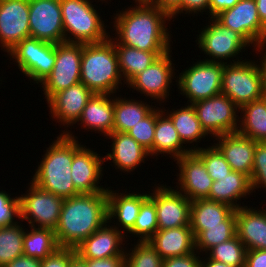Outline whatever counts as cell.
I'll return each instance as SVG.
<instances>
[{
    "instance_id": "cell-1",
    "label": "cell",
    "mask_w": 266,
    "mask_h": 267,
    "mask_svg": "<svg viewBox=\"0 0 266 267\" xmlns=\"http://www.w3.org/2000/svg\"><path fill=\"white\" fill-rule=\"evenodd\" d=\"M118 12L113 21L117 35L111 38L114 44L142 51H171L166 21L172 18L167 12L147 3H136L132 8Z\"/></svg>"
},
{
    "instance_id": "cell-2",
    "label": "cell",
    "mask_w": 266,
    "mask_h": 267,
    "mask_svg": "<svg viewBox=\"0 0 266 267\" xmlns=\"http://www.w3.org/2000/svg\"><path fill=\"white\" fill-rule=\"evenodd\" d=\"M107 218V191L64 198L55 236L60 248L75 249L101 228Z\"/></svg>"
},
{
    "instance_id": "cell-3",
    "label": "cell",
    "mask_w": 266,
    "mask_h": 267,
    "mask_svg": "<svg viewBox=\"0 0 266 267\" xmlns=\"http://www.w3.org/2000/svg\"><path fill=\"white\" fill-rule=\"evenodd\" d=\"M73 156L74 138L60 134L42 156L31 182L63 198L80 194L71 179Z\"/></svg>"
},
{
    "instance_id": "cell-4",
    "label": "cell",
    "mask_w": 266,
    "mask_h": 267,
    "mask_svg": "<svg viewBox=\"0 0 266 267\" xmlns=\"http://www.w3.org/2000/svg\"><path fill=\"white\" fill-rule=\"evenodd\" d=\"M82 44L80 82L96 94H116L122 84L114 42Z\"/></svg>"
},
{
    "instance_id": "cell-5",
    "label": "cell",
    "mask_w": 266,
    "mask_h": 267,
    "mask_svg": "<svg viewBox=\"0 0 266 267\" xmlns=\"http://www.w3.org/2000/svg\"><path fill=\"white\" fill-rule=\"evenodd\" d=\"M91 3L90 0H60L65 42L90 44L110 37Z\"/></svg>"
},
{
    "instance_id": "cell-6",
    "label": "cell",
    "mask_w": 266,
    "mask_h": 267,
    "mask_svg": "<svg viewBox=\"0 0 266 267\" xmlns=\"http://www.w3.org/2000/svg\"><path fill=\"white\" fill-rule=\"evenodd\" d=\"M224 63L221 93L228 96L239 108L264 97L262 74L258 60L239 58ZM242 60V61H241Z\"/></svg>"
},
{
    "instance_id": "cell-7",
    "label": "cell",
    "mask_w": 266,
    "mask_h": 267,
    "mask_svg": "<svg viewBox=\"0 0 266 267\" xmlns=\"http://www.w3.org/2000/svg\"><path fill=\"white\" fill-rule=\"evenodd\" d=\"M223 70L224 63L197 61L177 77L180 94L188 98L189 104L220 94Z\"/></svg>"
},
{
    "instance_id": "cell-8",
    "label": "cell",
    "mask_w": 266,
    "mask_h": 267,
    "mask_svg": "<svg viewBox=\"0 0 266 267\" xmlns=\"http://www.w3.org/2000/svg\"><path fill=\"white\" fill-rule=\"evenodd\" d=\"M8 55L15 59L18 69L26 77L39 84L53 70L56 44L29 37L20 41Z\"/></svg>"
},
{
    "instance_id": "cell-9",
    "label": "cell",
    "mask_w": 266,
    "mask_h": 267,
    "mask_svg": "<svg viewBox=\"0 0 266 267\" xmlns=\"http://www.w3.org/2000/svg\"><path fill=\"white\" fill-rule=\"evenodd\" d=\"M29 190L19 197V218L30 227L55 230L59 221L63 197L49 193L30 181Z\"/></svg>"
},
{
    "instance_id": "cell-10",
    "label": "cell",
    "mask_w": 266,
    "mask_h": 267,
    "mask_svg": "<svg viewBox=\"0 0 266 267\" xmlns=\"http://www.w3.org/2000/svg\"><path fill=\"white\" fill-rule=\"evenodd\" d=\"M196 115L207 134L218 137L235 133L239 128L240 108L225 94L194 102Z\"/></svg>"
},
{
    "instance_id": "cell-11",
    "label": "cell",
    "mask_w": 266,
    "mask_h": 267,
    "mask_svg": "<svg viewBox=\"0 0 266 267\" xmlns=\"http://www.w3.org/2000/svg\"><path fill=\"white\" fill-rule=\"evenodd\" d=\"M214 18L240 34L257 52L262 53L266 49V28L259 18L255 0H240Z\"/></svg>"
},
{
    "instance_id": "cell-12",
    "label": "cell",
    "mask_w": 266,
    "mask_h": 267,
    "mask_svg": "<svg viewBox=\"0 0 266 267\" xmlns=\"http://www.w3.org/2000/svg\"><path fill=\"white\" fill-rule=\"evenodd\" d=\"M201 30L196 40L198 48L210 58L204 61L226 63L224 60L234 57L237 59L239 53L247 49L245 47H251L240 34L224 27L214 17H210V24Z\"/></svg>"
},
{
    "instance_id": "cell-13",
    "label": "cell",
    "mask_w": 266,
    "mask_h": 267,
    "mask_svg": "<svg viewBox=\"0 0 266 267\" xmlns=\"http://www.w3.org/2000/svg\"><path fill=\"white\" fill-rule=\"evenodd\" d=\"M82 44H56V62L51 73L41 82L46 101L55 93L80 82Z\"/></svg>"
},
{
    "instance_id": "cell-14",
    "label": "cell",
    "mask_w": 266,
    "mask_h": 267,
    "mask_svg": "<svg viewBox=\"0 0 266 267\" xmlns=\"http://www.w3.org/2000/svg\"><path fill=\"white\" fill-rule=\"evenodd\" d=\"M70 138H74V156L71 165V179L75 189L81 193H96L107 191L106 186H99V180L102 179L105 162L103 156L86 146L81 145L69 131L63 133ZM106 188V189H105Z\"/></svg>"
},
{
    "instance_id": "cell-15",
    "label": "cell",
    "mask_w": 266,
    "mask_h": 267,
    "mask_svg": "<svg viewBox=\"0 0 266 267\" xmlns=\"http://www.w3.org/2000/svg\"><path fill=\"white\" fill-rule=\"evenodd\" d=\"M29 26L32 38L65 42L60 0H29Z\"/></svg>"
},
{
    "instance_id": "cell-16",
    "label": "cell",
    "mask_w": 266,
    "mask_h": 267,
    "mask_svg": "<svg viewBox=\"0 0 266 267\" xmlns=\"http://www.w3.org/2000/svg\"><path fill=\"white\" fill-rule=\"evenodd\" d=\"M149 197L155 202L158 229L190 226L191 201L177 189L155 185Z\"/></svg>"
},
{
    "instance_id": "cell-17",
    "label": "cell",
    "mask_w": 266,
    "mask_h": 267,
    "mask_svg": "<svg viewBox=\"0 0 266 267\" xmlns=\"http://www.w3.org/2000/svg\"><path fill=\"white\" fill-rule=\"evenodd\" d=\"M170 52L160 56L152 65L134 76L126 85L152 100L164 102L169 97L170 85L175 76V67ZM174 75V76H173Z\"/></svg>"
},
{
    "instance_id": "cell-18",
    "label": "cell",
    "mask_w": 266,
    "mask_h": 267,
    "mask_svg": "<svg viewBox=\"0 0 266 267\" xmlns=\"http://www.w3.org/2000/svg\"><path fill=\"white\" fill-rule=\"evenodd\" d=\"M29 37V0H0L1 49L8 53Z\"/></svg>"
},
{
    "instance_id": "cell-19",
    "label": "cell",
    "mask_w": 266,
    "mask_h": 267,
    "mask_svg": "<svg viewBox=\"0 0 266 267\" xmlns=\"http://www.w3.org/2000/svg\"><path fill=\"white\" fill-rule=\"evenodd\" d=\"M178 164V185L176 188L190 201L205 199L209 196L213 180L203 161L192 151L174 160ZM180 188V190H179Z\"/></svg>"
},
{
    "instance_id": "cell-20",
    "label": "cell",
    "mask_w": 266,
    "mask_h": 267,
    "mask_svg": "<svg viewBox=\"0 0 266 267\" xmlns=\"http://www.w3.org/2000/svg\"><path fill=\"white\" fill-rule=\"evenodd\" d=\"M93 94L81 82L55 93L47 101L51 117L58 119L57 122H61L60 125L72 127L78 122L85 105Z\"/></svg>"
},
{
    "instance_id": "cell-21",
    "label": "cell",
    "mask_w": 266,
    "mask_h": 267,
    "mask_svg": "<svg viewBox=\"0 0 266 267\" xmlns=\"http://www.w3.org/2000/svg\"><path fill=\"white\" fill-rule=\"evenodd\" d=\"M106 222L101 228L86 238L75 250L81 259H104L125 256L122 231ZM123 245V248L122 246Z\"/></svg>"
},
{
    "instance_id": "cell-22",
    "label": "cell",
    "mask_w": 266,
    "mask_h": 267,
    "mask_svg": "<svg viewBox=\"0 0 266 267\" xmlns=\"http://www.w3.org/2000/svg\"><path fill=\"white\" fill-rule=\"evenodd\" d=\"M215 147L221 152L231 169L249 178L252 175L256 142L238 132L215 137Z\"/></svg>"
},
{
    "instance_id": "cell-23",
    "label": "cell",
    "mask_w": 266,
    "mask_h": 267,
    "mask_svg": "<svg viewBox=\"0 0 266 267\" xmlns=\"http://www.w3.org/2000/svg\"><path fill=\"white\" fill-rule=\"evenodd\" d=\"M107 187V218L108 223H111V219L116 218L117 224L114 226L118 230L128 234L133 228L135 221L138 217L141 204L149 197L147 193L139 194L132 193H116L114 190H110ZM120 223V224H119ZM118 225V227H117ZM119 227L122 229H119ZM126 231V232H125Z\"/></svg>"
},
{
    "instance_id": "cell-24",
    "label": "cell",
    "mask_w": 266,
    "mask_h": 267,
    "mask_svg": "<svg viewBox=\"0 0 266 267\" xmlns=\"http://www.w3.org/2000/svg\"><path fill=\"white\" fill-rule=\"evenodd\" d=\"M236 235L249 250L266 249V208L242 206L236 210Z\"/></svg>"
},
{
    "instance_id": "cell-25",
    "label": "cell",
    "mask_w": 266,
    "mask_h": 267,
    "mask_svg": "<svg viewBox=\"0 0 266 267\" xmlns=\"http://www.w3.org/2000/svg\"><path fill=\"white\" fill-rule=\"evenodd\" d=\"M107 138H111L113 143L111 152L104 156V161L112 160L115 169L129 173L138 168L145 158L150 157L149 152L128 133L112 132Z\"/></svg>"
},
{
    "instance_id": "cell-26",
    "label": "cell",
    "mask_w": 266,
    "mask_h": 267,
    "mask_svg": "<svg viewBox=\"0 0 266 267\" xmlns=\"http://www.w3.org/2000/svg\"><path fill=\"white\" fill-rule=\"evenodd\" d=\"M148 242L163 259L185 256L195 251V238L190 226L158 230Z\"/></svg>"
},
{
    "instance_id": "cell-27",
    "label": "cell",
    "mask_w": 266,
    "mask_h": 267,
    "mask_svg": "<svg viewBox=\"0 0 266 267\" xmlns=\"http://www.w3.org/2000/svg\"><path fill=\"white\" fill-rule=\"evenodd\" d=\"M114 97L111 94H96L88 100L78 120L85 128L108 136L113 132ZM100 131V132H99Z\"/></svg>"
},
{
    "instance_id": "cell-28",
    "label": "cell",
    "mask_w": 266,
    "mask_h": 267,
    "mask_svg": "<svg viewBox=\"0 0 266 267\" xmlns=\"http://www.w3.org/2000/svg\"><path fill=\"white\" fill-rule=\"evenodd\" d=\"M252 192L250 178L241 172L231 171L228 175L213 181L208 200L227 204L237 210L241 203L237 201L247 198Z\"/></svg>"
},
{
    "instance_id": "cell-29",
    "label": "cell",
    "mask_w": 266,
    "mask_h": 267,
    "mask_svg": "<svg viewBox=\"0 0 266 267\" xmlns=\"http://www.w3.org/2000/svg\"><path fill=\"white\" fill-rule=\"evenodd\" d=\"M156 127L153 140V156L167 154L170 158L178 159L183 155L193 151L192 148H184L178 132L176 131L173 122L165 114L166 109L157 107ZM189 149V150H188Z\"/></svg>"
},
{
    "instance_id": "cell-30",
    "label": "cell",
    "mask_w": 266,
    "mask_h": 267,
    "mask_svg": "<svg viewBox=\"0 0 266 267\" xmlns=\"http://www.w3.org/2000/svg\"><path fill=\"white\" fill-rule=\"evenodd\" d=\"M231 206L208 200L191 201L190 227L195 237L204 227L223 226V221L234 211Z\"/></svg>"
},
{
    "instance_id": "cell-31",
    "label": "cell",
    "mask_w": 266,
    "mask_h": 267,
    "mask_svg": "<svg viewBox=\"0 0 266 267\" xmlns=\"http://www.w3.org/2000/svg\"><path fill=\"white\" fill-rule=\"evenodd\" d=\"M118 58V66L124 84L134 76L152 65L160 56L169 51H142L121 44H114ZM126 81V82H125Z\"/></svg>"
},
{
    "instance_id": "cell-32",
    "label": "cell",
    "mask_w": 266,
    "mask_h": 267,
    "mask_svg": "<svg viewBox=\"0 0 266 267\" xmlns=\"http://www.w3.org/2000/svg\"><path fill=\"white\" fill-rule=\"evenodd\" d=\"M240 111L237 132L255 142H266V97L245 104Z\"/></svg>"
},
{
    "instance_id": "cell-33",
    "label": "cell",
    "mask_w": 266,
    "mask_h": 267,
    "mask_svg": "<svg viewBox=\"0 0 266 267\" xmlns=\"http://www.w3.org/2000/svg\"><path fill=\"white\" fill-rule=\"evenodd\" d=\"M116 97V98H115ZM114 97L113 132L127 133L134 125L146 117L155 106L141 100Z\"/></svg>"
},
{
    "instance_id": "cell-34",
    "label": "cell",
    "mask_w": 266,
    "mask_h": 267,
    "mask_svg": "<svg viewBox=\"0 0 266 267\" xmlns=\"http://www.w3.org/2000/svg\"><path fill=\"white\" fill-rule=\"evenodd\" d=\"M187 104L188 106L185 104L184 107L175 111L172 109L173 111H167L165 114L173 122L181 141L184 144H192L193 142H199L205 136L207 137L208 134L202 128L193 105L189 104L188 101Z\"/></svg>"
},
{
    "instance_id": "cell-35",
    "label": "cell",
    "mask_w": 266,
    "mask_h": 267,
    "mask_svg": "<svg viewBox=\"0 0 266 267\" xmlns=\"http://www.w3.org/2000/svg\"><path fill=\"white\" fill-rule=\"evenodd\" d=\"M24 234L23 255L40 260L54 254L60 246L58 245L55 231L50 228L29 227Z\"/></svg>"
},
{
    "instance_id": "cell-36",
    "label": "cell",
    "mask_w": 266,
    "mask_h": 267,
    "mask_svg": "<svg viewBox=\"0 0 266 267\" xmlns=\"http://www.w3.org/2000/svg\"><path fill=\"white\" fill-rule=\"evenodd\" d=\"M236 235V210L224 221L223 226L204 227L195 238V250L208 253L211 248L228 241Z\"/></svg>"
},
{
    "instance_id": "cell-37",
    "label": "cell",
    "mask_w": 266,
    "mask_h": 267,
    "mask_svg": "<svg viewBox=\"0 0 266 267\" xmlns=\"http://www.w3.org/2000/svg\"><path fill=\"white\" fill-rule=\"evenodd\" d=\"M18 223L0 226V267L23 255L25 230Z\"/></svg>"
},
{
    "instance_id": "cell-38",
    "label": "cell",
    "mask_w": 266,
    "mask_h": 267,
    "mask_svg": "<svg viewBox=\"0 0 266 267\" xmlns=\"http://www.w3.org/2000/svg\"><path fill=\"white\" fill-rule=\"evenodd\" d=\"M208 257L212 260L231 265L245 267L247 248L237 235L228 241L222 242L209 250Z\"/></svg>"
},
{
    "instance_id": "cell-39",
    "label": "cell",
    "mask_w": 266,
    "mask_h": 267,
    "mask_svg": "<svg viewBox=\"0 0 266 267\" xmlns=\"http://www.w3.org/2000/svg\"><path fill=\"white\" fill-rule=\"evenodd\" d=\"M157 214L155 202L148 197L142 204L139 210L138 217L135 221L133 228L128 232L134 234L138 241H148L157 231Z\"/></svg>"
},
{
    "instance_id": "cell-40",
    "label": "cell",
    "mask_w": 266,
    "mask_h": 267,
    "mask_svg": "<svg viewBox=\"0 0 266 267\" xmlns=\"http://www.w3.org/2000/svg\"><path fill=\"white\" fill-rule=\"evenodd\" d=\"M195 147L192 146L193 152L203 161L213 181H218L220 177L228 175L232 171L224 156L214 145L208 148Z\"/></svg>"
},
{
    "instance_id": "cell-41",
    "label": "cell",
    "mask_w": 266,
    "mask_h": 267,
    "mask_svg": "<svg viewBox=\"0 0 266 267\" xmlns=\"http://www.w3.org/2000/svg\"><path fill=\"white\" fill-rule=\"evenodd\" d=\"M132 248V252L125 251V267H163L164 259L148 241H137Z\"/></svg>"
},
{
    "instance_id": "cell-42",
    "label": "cell",
    "mask_w": 266,
    "mask_h": 267,
    "mask_svg": "<svg viewBox=\"0 0 266 267\" xmlns=\"http://www.w3.org/2000/svg\"><path fill=\"white\" fill-rule=\"evenodd\" d=\"M157 108L132 127L127 133L153 156V140L156 127Z\"/></svg>"
},
{
    "instance_id": "cell-43",
    "label": "cell",
    "mask_w": 266,
    "mask_h": 267,
    "mask_svg": "<svg viewBox=\"0 0 266 267\" xmlns=\"http://www.w3.org/2000/svg\"><path fill=\"white\" fill-rule=\"evenodd\" d=\"M250 183L254 192L261 187L266 190V142H256Z\"/></svg>"
},
{
    "instance_id": "cell-44",
    "label": "cell",
    "mask_w": 266,
    "mask_h": 267,
    "mask_svg": "<svg viewBox=\"0 0 266 267\" xmlns=\"http://www.w3.org/2000/svg\"><path fill=\"white\" fill-rule=\"evenodd\" d=\"M10 196L5 190L0 191V226L14 224V219L19 218V197Z\"/></svg>"
},
{
    "instance_id": "cell-45",
    "label": "cell",
    "mask_w": 266,
    "mask_h": 267,
    "mask_svg": "<svg viewBox=\"0 0 266 267\" xmlns=\"http://www.w3.org/2000/svg\"><path fill=\"white\" fill-rule=\"evenodd\" d=\"M76 255L73 248H59L54 254L41 260L40 267H70L71 260Z\"/></svg>"
},
{
    "instance_id": "cell-46",
    "label": "cell",
    "mask_w": 266,
    "mask_h": 267,
    "mask_svg": "<svg viewBox=\"0 0 266 267\" xmlns=\"http://www.w3.org/2000/svg\"><path fill=\"white\" fill-rule=\"evenodd\" d=\"M195 250L185 256L170 257L163 260V267H200V256Z\"/></svg>"
},
{
    "instance_id": "cell-47",
    "label": "cell",
    "mask_w": 266,
    "mask_h": 267,
    "mask_svg": "<svg viewBox=\"0 0 266 267\" xmlns=\"http://www.w3.org/2000/svg\"><path fill=\"white\" fill-rule=\"evenodd\" d=\"M87 267H125L126 256H114L104 259H82Z\"/></svg>"
},
{
    "instance_id": "cell-48",
    "label": "cell",
    "mask_w": 266,
    "mask_h": 267,
    "mask_svg": "<svg viewBox=\"0 0 266 267\" xmlns=\"http://www.w3.org/2000/svg\"><path fill=\"white\" fill-rule=\"evenodd\" d=\"M182 1L183 0H154L151 4L167 12L171 18H174L178 14L182 13Z\"/></svg>"
},
{
    "instance_id": "cell-49",
    "label": "cell",
    "mask_w": 266,
    "mask_h": 267,
    "mask_svg": "<svg viewBox=\"0 0 266 267\" xmlns=\"http://www.w3.org/2000/svg\"><path fill=\"white\" fill-rule=\"evenodd\" d=\"M209 0H183L182 1V13L185 12V14H199L202 13L203 11L207 13L209 12ZM184 11V12H183Z\"/></svg>"
},
{
    "instance_id": "cell-50",
    "label": "cell",
    "mask_w": 266,
    "mask_h": 267,
    "mask_svg": "<svg viewBox=\"0 0 266 267\" xmlns=\"http://www.w3.org/2000/svg\"><path fill=\"white\" fill-rule=\"evenodd\" d=\"M245 267H266V249L247 251Z\"/></svg>"
},
{
    "instance_id": "cell-51",
    "label": "cell",
    "mask_w": 266,
    "mask_h": 267,
    "mask_svg": "<svg viewBox=\"0 0 266 267\" xmlns=\"http://www.w3.org/2000/svg\"><path fill=\"white\" fill-rule=\"evenodd\" d=\"M240 0H209V17H215L221 11L234 7Z\"/></svg>"
},
{
    "instance_id": "cell-52",
    "label": "cell",
    "mask_w": 266,
    "mask_h": 267,
    "mask_svg": "<svg viewBox=\"0 0 266 267\" xmlns=\"http://www.w3.org/2000/svg\"><path fill=\"white\" fill-rule=\"evenodd\" d=\"M40 265V259L22 255L8 263L5 267H40Z\"/></svg>"
},
{
    "instance_id": "cell-53",
    "label": "cell",
    "mask_w": 266,
    "mask_h": 267,
    "mask_svg": "<svg viewBox=\"0 0 266 267\" xmlns=\"http://www.w3.org/2000/svg\"><path fill=\"white\" fill-rule=\"evenodd\" d=\"M259 18L266 28V0H255Z\"/></svg>"
},
{
    "instance_id": "cell-54",
    "label": "cell",
    "mask_w": 266,
    "mask_h": 267,
    "mask_svg": "<svg viewBox=\"0 0 266 267\" xmlns=\"http://www.w3.org/2000/svg\"><path fill=\"white\" fill-rule=\"evenodd\" d=\"M200 267H233V266L212 260L207 256L205 260L201 258Z\"/></svg>"
},
{
    "instance_id": "cell-55",
    "label": "cell",
    "mask_w": 266,
    "mask_h": 267,
    "mask_svg": "<svg viewBox=\"0 0 266 267\" xmlns=\"http://www.w3.org/2000/svg\"><path fill=\"white\" fill-rule=\"evenodd\" d=\"M260 59L262 60L260 62V71L262 74V83H263V92H264V97H266V50L265 53Z\"/></svg>"
},
{
    "instance_id": "cell-56",
    "label": "cell",
    "mask_w": 266,
    "mask_h": 267,
    "mask_svg": "<svg viewBox=\"0 0 266 267\" xmlns=\"http://www.w3.org/2000/svg\"><path fill=\"white\" fill-rule=\"evenodd\" d=\"M70 267H87V265L78 255H76L71 260Z\"/></svg>"
},
{
    "instance_id": "cell-57",
    "label": "cell",
    "mask_w": 266,
    "mask_h": 267,
    "mask_svg": "<svg viewBox=\"0 0 266 267\" xmlns=\"http://www.w3.org/2000/svg\"><path fill=\"white\" fill-rule=\"evenodd\" d=\"M134 1V0H133ZM154 0H135V3H147L151 4Z\"/></svg>"
}]
</instances>
